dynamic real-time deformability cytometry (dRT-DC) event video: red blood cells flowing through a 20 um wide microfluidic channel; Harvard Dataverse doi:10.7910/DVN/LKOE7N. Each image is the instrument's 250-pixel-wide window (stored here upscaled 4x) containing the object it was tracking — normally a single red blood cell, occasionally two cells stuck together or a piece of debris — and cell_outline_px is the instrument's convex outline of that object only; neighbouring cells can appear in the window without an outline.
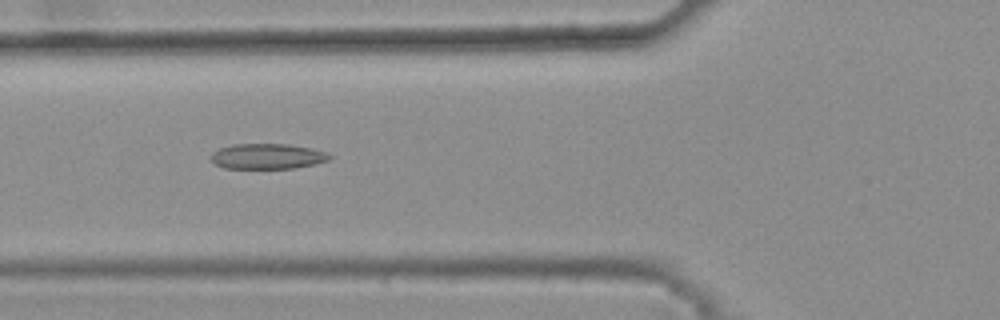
{"species": "common noctule bat (a hibernating species)", "species_latin": "Nyctalus noctula", "temperature_condition": "warm", "stored_images_in_passage": 47, "camera_frame_rate_fps": 3000, "um_per_image_px": 0.085, "animal": {"sex": "female", "body_mass_g": 25.1}, "frame": {"image": 1, "passage_image": 20, "time_ms": 6.333, "image_size_px": [1000, 320], "cell_outline_px": [[332, 156], [328, 160], [316, 164], [292, 168], [224, 168], [216, 164], [208, 156], [212, 152], [220, 148], [232, 144], [288, 144], [312, 148], [328, 152]], "centroid_in_image_um": [22.73, 13.28], "position_along_channel_um": 103.1, "area_um2": 17.63}}
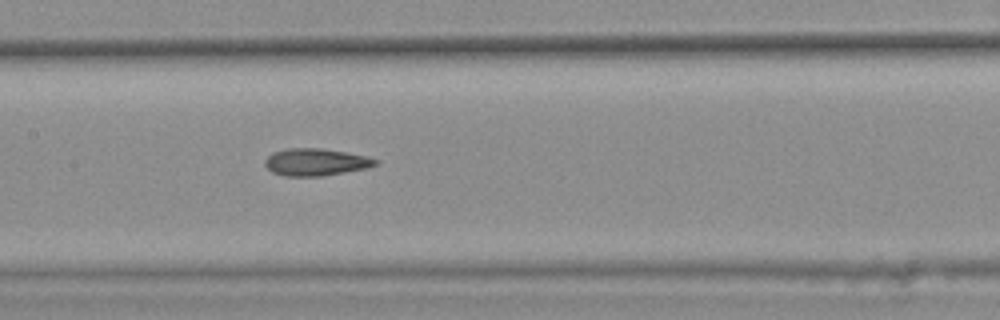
{"frame": {"image": 2, "passage_image": 26, "time_ms": 8.333, "image_size_px": [1000, 320], "cell_outline_px": [[380, 160], [376, 164], [364, 168], [320, 176], [284, 176], [272, 172], [264, 164], [264, 160], [272, 152], [284, 148], [324, 148], [364, 156]], "centroid_in_image_um": [26.76, 13.76], "position_along_channel_um": 180.6, "area_um2": 17.34}}
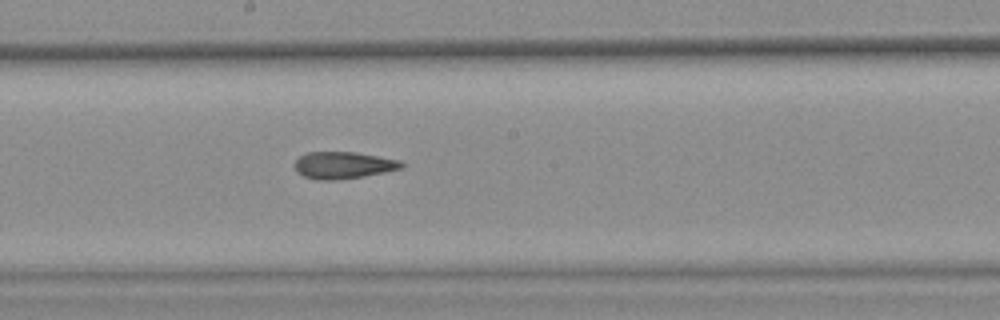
{"frame": {"image": 3, "passage_image": 29, "time_ms": 9.333, "image_size_px": [1000, 320], "cell_outline_px": [[404, 168], [364, 176], [332, 180], [316, 180], [304, 176], [296, 172], [296, 160], [300, 156], [308, 152], [356, 152], [400, 160], [404, 164]], "centroid_in_image_um": [29.2, 14.04], "position_along_channel_um": 219.0, "area_um2": 16.7}, "authors_computed_cell_mechanics": {"area_um2": 17.2244, "velocity_mm_per_s": 3.8647, "shape_relaxation_time_tau1_ms": null, "shape_relaxation_time_tau2_ms": 4.0318, "deformation_change_tau1": null, "deformation_change_tau2": 0.1319}}